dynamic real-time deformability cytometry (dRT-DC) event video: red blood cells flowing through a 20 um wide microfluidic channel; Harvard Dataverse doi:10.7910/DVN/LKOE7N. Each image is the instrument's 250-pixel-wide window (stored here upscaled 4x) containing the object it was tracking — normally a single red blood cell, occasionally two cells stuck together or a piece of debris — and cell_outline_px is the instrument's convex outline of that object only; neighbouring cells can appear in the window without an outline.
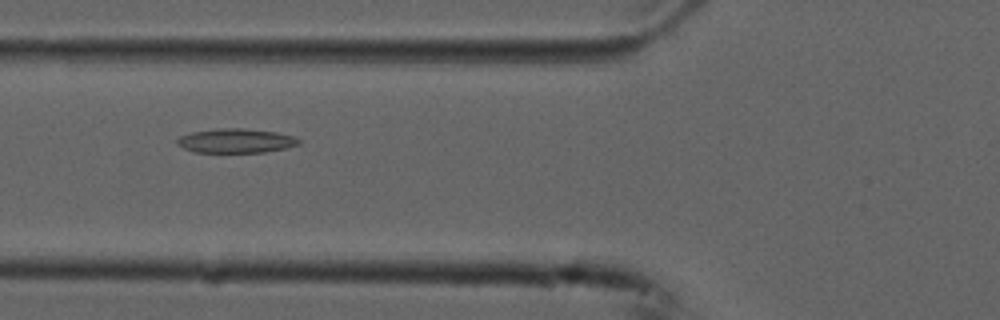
{"species": "common noctule bat (a hibernating species)", "species_latin": "Nyctalus noctula", "temperature_condition": "cold", "stored_images_in_passage": 56, "camera_frame_rate_fps": 3000, "um_per_image_px": 0.085, "animal": {"sex": "male", "forearm_length_mm": 52.5}, "frame": {"image": 1, "passage_image": 21, "time_ms": 6.667, "image_size_px": [1000, 320], "cell_outline_px": [[300, 144], [288, 148], [264, 152], [192, 152], [176, 144], [176, 140], [180, 136], [192, 132], [216, 128], [240, 128], [276, 132], [292, 136], [300, 140]], "centroid_in_image_um": [20.03, 11.97], "position_along_channel_um": 105.8, "area_um2": 17.22}}
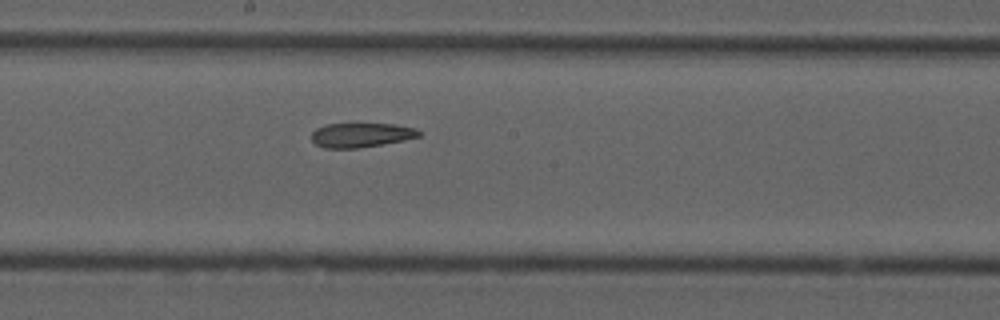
{"frame": {"image": 2, "passage_image": 30, "time_ms": 9.667, "image_size_px": [1000, 320], "cell_outline_px": [[420, 136], [404, 140], [356, 148], [324, 148], [316, 144], [312, 140], [312, 132], [316, 128], [328, 124], [396, 124], [416, 128], [420, 132]], "centroid_in_image_um": [30.69, 11.47], "position_along_channel_um": 217.5, "area_um2": 15.09}}
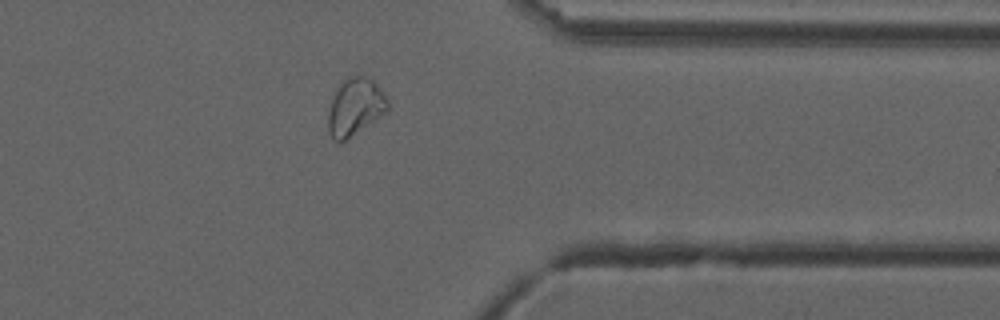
{"frame": {"image": 3, "passage_image": 44, "time_ms": 14.333, "image_size_px": [1000, 320], "cell_outline_px": [[388, 112], [340, 144], [332, 140], [328, 132], [328, 116], [332, 96], [340, 84], [348, 76], [364, 76], [372, 80], [376, 84], [384, 96], [388, 104]], "centroid_in_image_um": [30.16, 9.14], "position_along_channel_um": 381.2, "area_um2": 19.88}}